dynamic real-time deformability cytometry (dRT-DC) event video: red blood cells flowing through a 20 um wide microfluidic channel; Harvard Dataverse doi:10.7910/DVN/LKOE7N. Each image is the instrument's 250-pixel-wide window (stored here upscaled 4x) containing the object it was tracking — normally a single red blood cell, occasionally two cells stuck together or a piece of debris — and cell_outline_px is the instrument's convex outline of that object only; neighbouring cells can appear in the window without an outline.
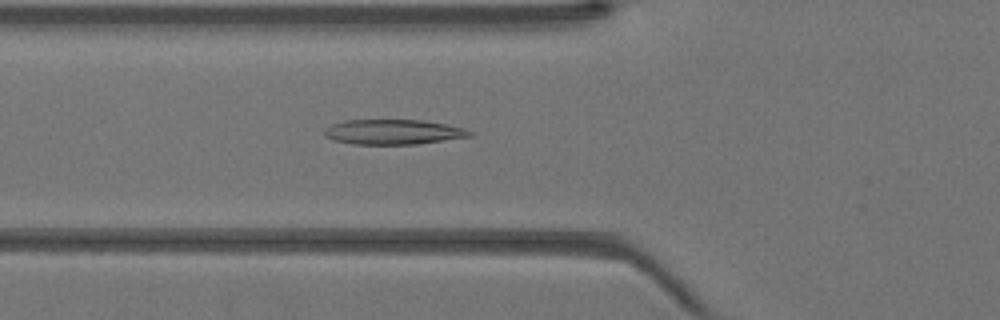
{"species": "Egyptian fruit bat (a non-hibernating species)", "species_latin": "Rousettus aegyptiacus", "temperature_condition": "warm", "stored_images_in_passage": 31, "camera_frame_rate_fps": 3000, "um_per_image_px": 0.085, "animal": {"sex": "female"}, "frame": {"image": 1, "passage_image": 8, "time_ms": 2.333, "image_size_px": [1000, 320], "cell_outline_px": [[476, 132], [472, 136], [416, 144], [352, 144], [332, 140], [324, 136], [324, 128], [332, 124], [344, 120], [420, 120], [444, 124], [464, 128]], "centroid_in_image_um": [33.4, 11.22], "position_along_channel_um": 92.4, "area_um2": 21.21}}
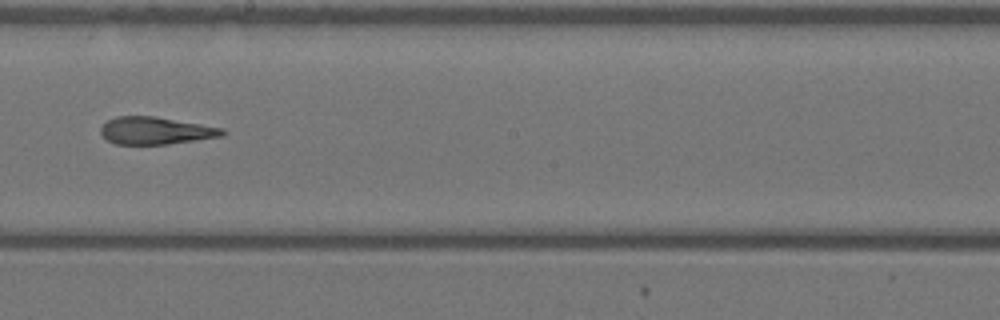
{"frame": {"image": 2, "passage_image": 17, "time_ms": 5.333, "image_size_px": [1000, 320], "cell_outline_px": [[228, 132], [224, 136], [168, 144], [116, 144], [108, 140], [100, 132], [100, 128], [108, 120], [116, 116], [152, 116], [224, 128]], "centroid_in_image_um": [13.26, 11.11], "position_along_channel_um": 234.9, "area_um2": 19.31}}
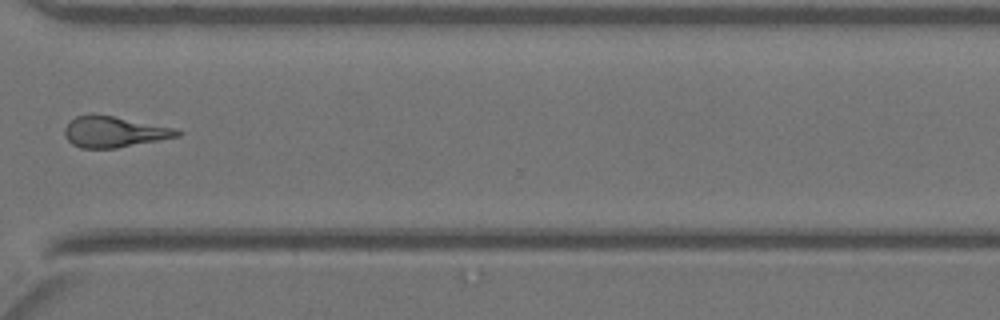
{"frame": {"image": 3, "passage_image": 25, "time_ms": 8.0, "image_size_px": [1000, 320], "cell_outline_px": [[184, 132], [180, 136], [116, 148], [80, 148], [72, 144], [64, 136], [64, 128], [76, 116], [92, 112], [176, 128]], "centroid_in_image_um": [9.69, 11.19], "position_along_channel_um": 360.9, "area_um2": 20.46}}